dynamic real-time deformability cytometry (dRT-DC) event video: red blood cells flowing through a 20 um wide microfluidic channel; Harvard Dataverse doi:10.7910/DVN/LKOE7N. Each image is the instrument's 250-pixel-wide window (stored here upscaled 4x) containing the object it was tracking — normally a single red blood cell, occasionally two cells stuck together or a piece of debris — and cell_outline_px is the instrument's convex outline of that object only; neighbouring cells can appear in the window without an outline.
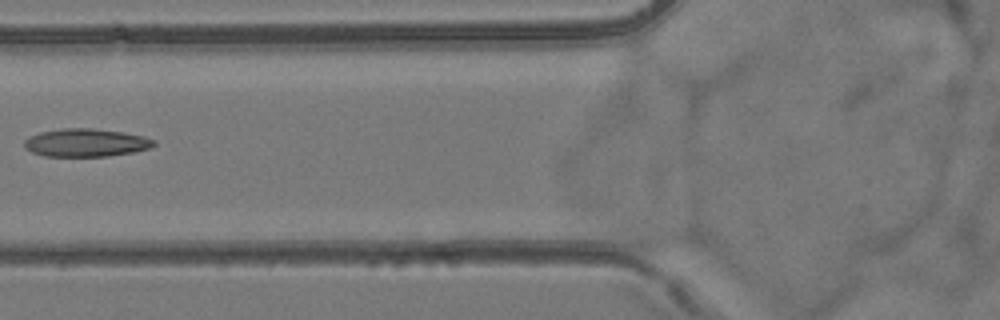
{"species": "common noctule bat (a hibernating species)", "species_latin": "Nyctalus noctula", "temperature_condition": "room temperature", "stored_images_in_passage": 8, "camera_frame_rate_fps": 3000, "um_per_image_px": 0.085, "animal": {"sex": "female", "body_mass_g": 24.6, "forearm_length_mm": 56.2}, "frame": {"image": 1, "passage_image": 7, "time_ms": 7.0, "image_size_px": [1000, 320], "cell_outline_px": [[156, 144], [148, 148], [132, 152], [108, 156], [44, 156], [32, 152], [24, 148], [24, 140], [40, 132], [64, 128], [92, 128], [124, 132], [144, 136], [156, 140]], "centroid_in_image_um": [7.31, 12.12], "position_along_channel_um": 118.5, "area_um2": 21.1}}
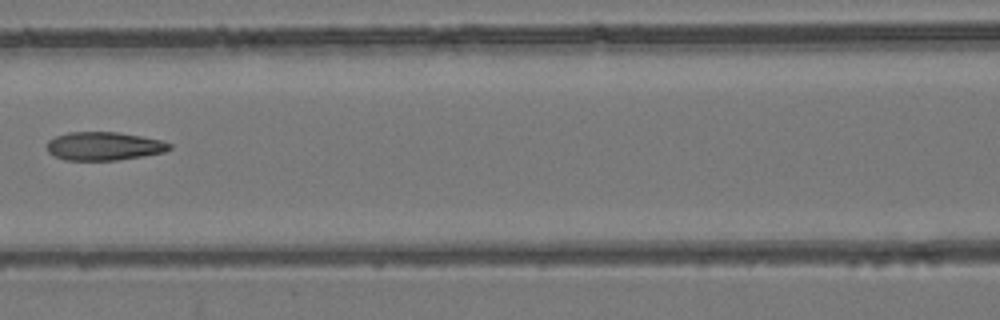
{"frame": {"image": 2, "passage_image": 8, "time_ms": 8.0, "image_size_px": [1000, 320], "cell_outline_px": [[172, 148], [164, 152], [144, 156], [116, 160], [64, 160], [48, 152], [48, 140], [56, 136], [68, 132], [116, 132], [140, 136], [160, 140], [172, 144]], "centroid_in_image_um": [8.85, 12.42], "position_along_channel_um": 157.8, "area_um2": 20.17}}